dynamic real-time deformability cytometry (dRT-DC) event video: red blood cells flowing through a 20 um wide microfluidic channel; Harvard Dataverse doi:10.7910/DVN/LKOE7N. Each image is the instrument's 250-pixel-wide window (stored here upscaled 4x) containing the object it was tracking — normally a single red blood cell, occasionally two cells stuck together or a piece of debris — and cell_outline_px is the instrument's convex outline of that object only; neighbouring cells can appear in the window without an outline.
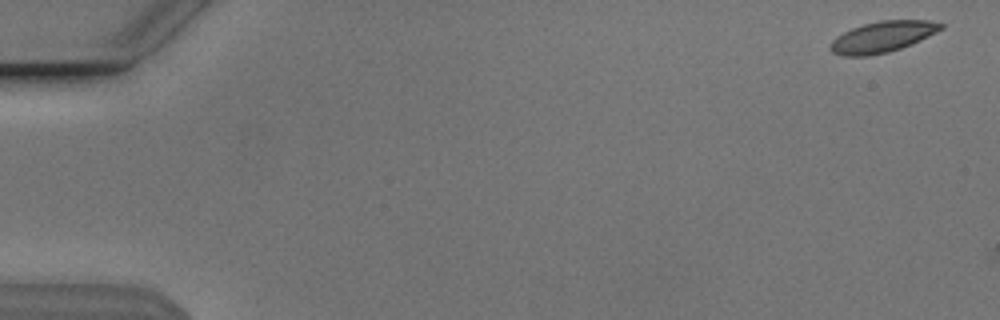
{"species": "Egyptian fruit bat (a non-hibernating species)", "species_latin": "Rousettus aegyptiacus", "temperature_condition": "cold", "stored_images_in_passage": 3, "camera_frame_rate_fps": 3000, "um_per_image_px": 0.085, "animal": {"sex": "male"}, "frame": {"image": 1, "passage_image": 2, "time_ms": 0.333, "image_size_px": [1000, 320], "cell_outline_px": [[944, 28], [920, 40], [900, 48], [888, 52], [864, 56], [844, 56], [832, 52], [828, 48], [832, 40], [836, 36], [852, 28], [864, 24], [880, 20], [928, 20], [944, 24]], "centroid_in_image_um": [74.99, 3.12], "position_along_channel_um": 10.0, "area_um2": 19.83}}